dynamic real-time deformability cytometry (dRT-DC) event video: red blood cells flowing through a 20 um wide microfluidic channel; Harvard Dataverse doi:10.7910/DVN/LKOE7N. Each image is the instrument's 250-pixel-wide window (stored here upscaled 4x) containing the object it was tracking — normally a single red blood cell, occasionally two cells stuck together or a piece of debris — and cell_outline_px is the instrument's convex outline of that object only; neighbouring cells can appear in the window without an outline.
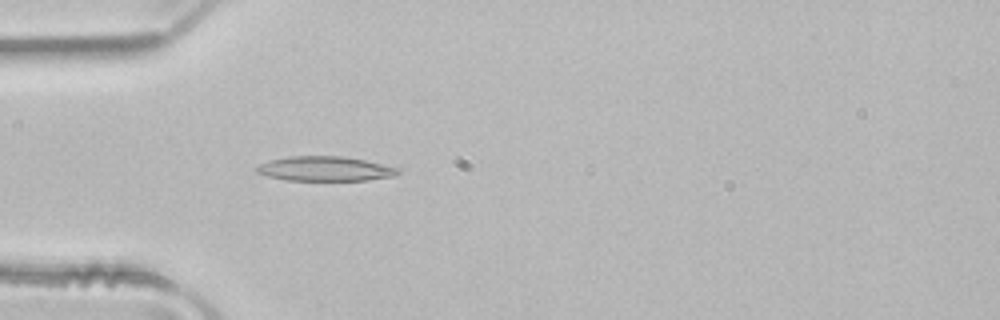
{"species": "common noctule bat (a hibernating species)", "species_latin": "Nyctalus noctula", "temperature_condition": "room temperature", "stored_images_in_passage": 42, "camera_frame_rate_fps": 3000, "um_per_image_px": 0.085, "animal": {"sex": "male", "body_mass_g": 21.5, "forearm_length_mm": 52.0}, "frame": {"image": 1, "passage_image": 7, "time_ms": 2.0, "image_size_px": [1000, 320], "cell_outline_px": [[400, 172], [396, 176], [368, 180], [288, 180], [268, 176], [256, 172], [256, 168], [260, 164], [268, 160], [288, 156], [344, 156], [364, 160], [396, 168]], "centroid_in_image_um": [27.6, 14.34], "position_along_channel_um": 57.4, "area_um2": 20.11}}
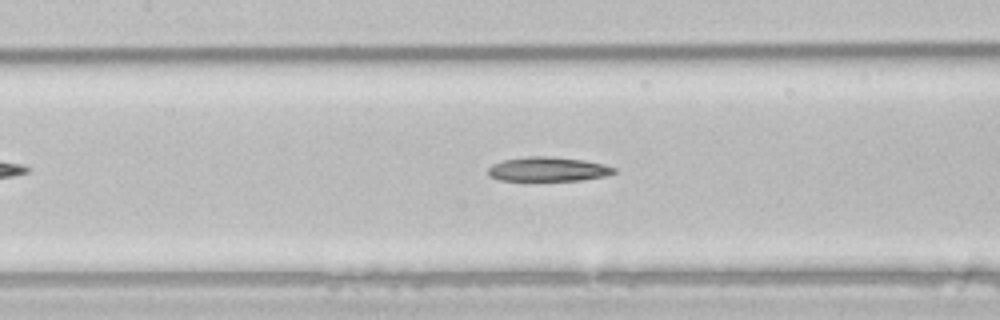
{"frame": {"image": 2, "passage_image": 15, "time_ms": 4.667, "image_size_px": [1000, 320], "cell_outline_px": [[616, 172], [604, 176], [580, 180], [500, 180], [488, 176], [488, 168], [492, 164], [504, 160], [528, 156], [548, 156], [584, 160], [604, 164], [616, 168]], "centroid_in_image_um": [46.57, 14.37], "position_along_channel_um": 160.8, "area_um2": 17.74}}
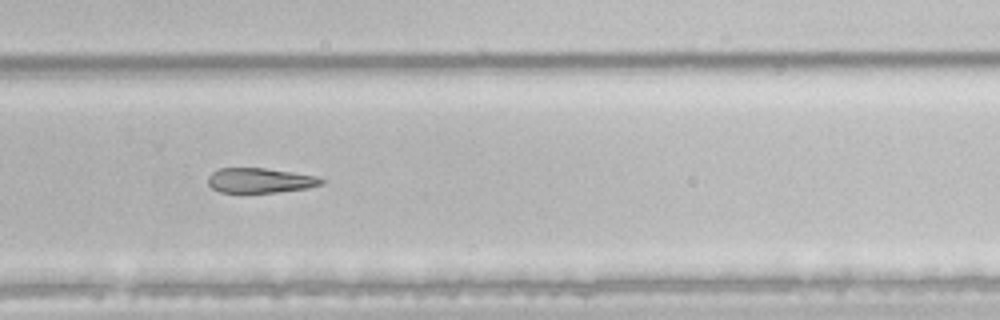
{"frame": {"image": 3, "passage_image": 26, "time_ms": 8.333, "image_size_px": [1000, 320], "cell_outline_px": [[324, 184], [308, 188], [276, 192], [220, 192], [212, 188], [208, 184], [208, 176], [212, 172], [220, 168], [264, 168], [316, 176], [324, 180]], "centroid_in_image_um": [22.09, 15.34], "position_along_channel_um": 307.7, "area_um2": 16.3}, "authors_computed_cell_mechanics": {"area_um2": 18.9295, "velocity_mm_per_s": 4.0307, "shape_relaxation_time_tau1_ms": 4.7255, "shape_relaxation_time_tau2_ms": null, "deformation_change_tau1": 0.1443, "deformation_change_tau2": null}}